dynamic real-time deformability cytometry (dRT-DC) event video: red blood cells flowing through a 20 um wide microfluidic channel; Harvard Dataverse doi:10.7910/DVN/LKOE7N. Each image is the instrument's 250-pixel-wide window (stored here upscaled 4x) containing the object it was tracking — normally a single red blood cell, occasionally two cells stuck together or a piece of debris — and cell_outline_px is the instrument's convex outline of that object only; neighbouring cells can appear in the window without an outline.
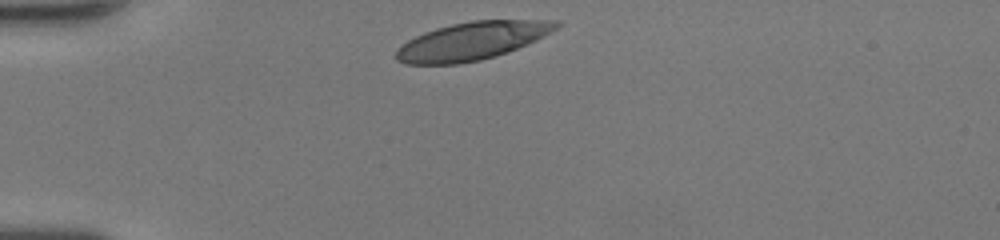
{"species": "human", "species_latin": "Homo sapiens", "temperature_condition": "room temperature", "stored_images_in_passage": 29, "camera_frame_rate_fps": 3000, "um_per_image_px": 0.085, "donor": {"sex": "female"}, "frame": {"image": 1, "passage_image": 1, "time_ms": 0.0, "image_size_px": [1000, 240], "cell_outline_px": [[560, 24], [556, 28], [536, 40], [516, 48], [480, 60], [456, 64], [404, 64], [396, 60], [396, 48], [408, 40], [424, 32], [436, 28], [452, 24], [472, 20], [560, 20]], "centroid_in_image_um": [40.07, 3.47], "position_along_channel_um": 44.9, "area_um2": 34.97}}
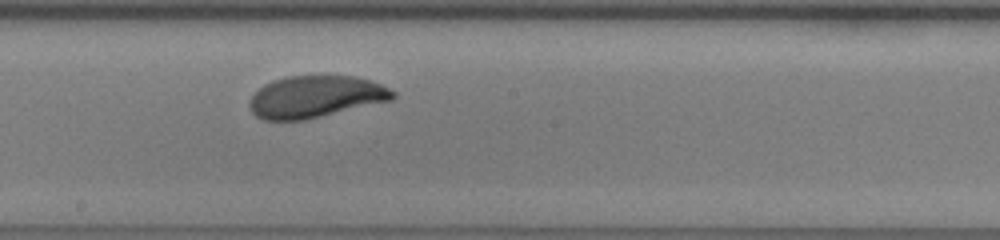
{"frame": {"image": 2, "passage_image": 16, "time_ms": 5.0, "image_size_px": [1000, 240], "cell_outline_px": [[396, 96], [392, 100], [304, 120], [264, 120], [256, 116], [252, 112], [248, 104], [252, 96], [264, 84], [272, 80], [288, 76], [356, 76], [372, 80], [396, 92]], "centroid_in_image_um": [26.82, 8.22], "position_along_channel_um": 221.4, "area_um2": 34.97}}
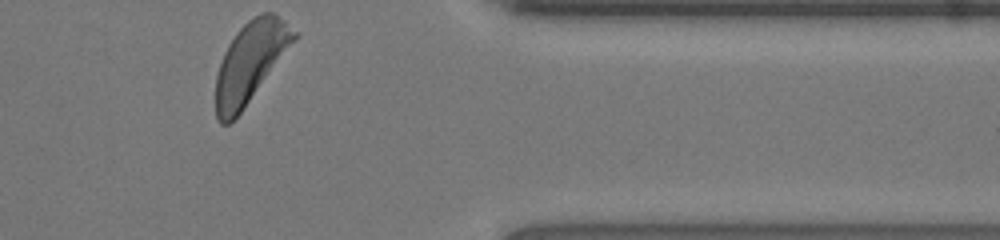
{"frame": {"image": 3, "passage_image": 29, "time_ms": 9.333, "image_size_px": [1000, 240], "cell_outline_px": [[296, 40], [240, 112], [228, 124], [220, 124], [216, 120], [216, 76], [224, 52], [228, 44], [236, 32], [248, 20], [260, 12], [272, 12], [284, 20], [296, 32]], "centroid_in_image_um": [21.26, 5.27], "position_along_channel_um": 390.1, "area_um2": 36.07}, "authors_computed_cell_mechanics": {"area_um2": 35.7782, "velocity_mm_per_s": 4.2192, "shape_relaxation_time_tau1_ms": 3.1082, "shape_relaxation_time_tau2_ms": null, "deformation_change_tau1": 0.1525, "deformation_change_tau2": null}}